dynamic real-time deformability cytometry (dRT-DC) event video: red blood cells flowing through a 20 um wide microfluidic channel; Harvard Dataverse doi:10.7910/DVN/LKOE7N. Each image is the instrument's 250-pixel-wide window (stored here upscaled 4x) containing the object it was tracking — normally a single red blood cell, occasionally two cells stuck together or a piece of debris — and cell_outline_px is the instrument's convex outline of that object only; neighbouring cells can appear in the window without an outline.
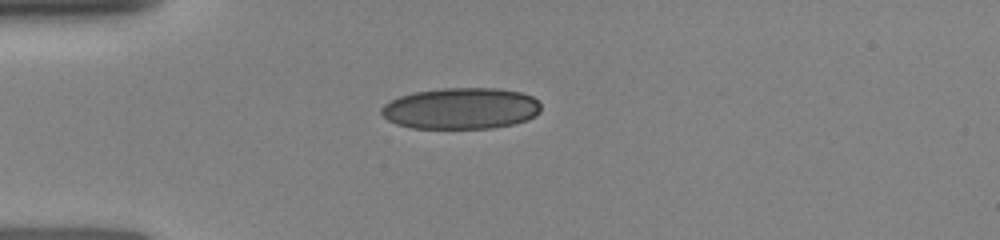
{"species": "human", "species_latin": "Homo sapiens", "temperature_condition": "room temperature", "stored_images_in_passage": 21, "camera_frame_rate_fps": 3000, "um_per_image_px": 0.085, "donor": {"sex": "female"}, "frame": {"image": 1, "passage_image": 1, "time_ms": 0.0, "image_size_px": [1000, 240], "cell_outline_px": [[540, 112], [536, 116], [528, 120], [512, 124], [492, 128], [412, 128], [396, 124], [388, 120], [380, 112], [380, 108], [384, 104], [400, 96], [416, 92], [444, 88], [496, 88], [520, 92], [532, 96], [540, 104]], "centroid_in_image_um": [39.19, 9.22], "position_along_channel_um": 45.8, "area_um2": 38.44}}
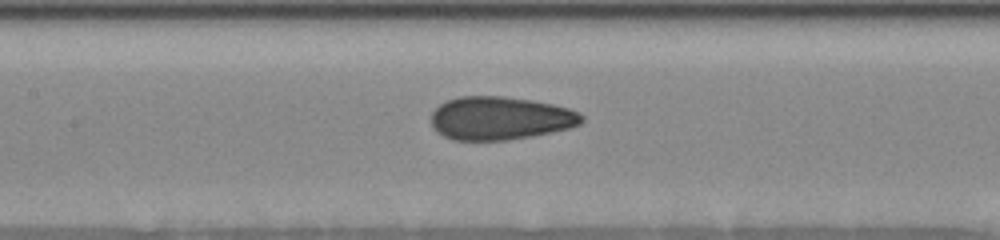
{"frame": {"image": 2, "passage_image": 6, "time_ms": 3.333, "image_size_px": [1000, 240], "cell_outline_px": [[584, 120], [580, 124], [568, 128], [552, 132], [532, 136], [508, 140], [452, 140], [436, 132], [432, 128], [432, 112], [440, 104], [448, 100], [460, 96], [504, 96], [532, 100], [552, 104], [568, 108], [580, 112], [584, 116]], "centroid_in_image_um": [42.52, 10.05], "position_along_channel_um": 164.9, "area_um2": 38.09}}
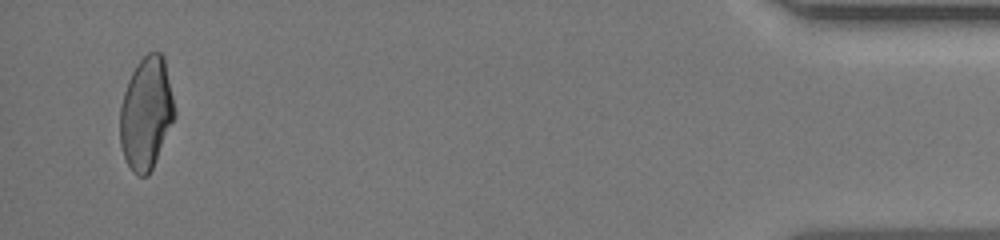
{"frame": {"image": 3, "passage_image": 20, "time_ms": 11.333, "image_size_px": [1000, 240], "cell_outline_px": [[176, 116], [152, 168], [148, 176], [140, 176], [132, 172], [124, 156], [120, 144], [120, 108], [124, 92], [128, 80], [132, 72], [140, 60], [148, 52], [160, 52], [164, 56], [176, 112]], "centroid_in_image_um": [12.43, 9.63], "position_along_channel_um": 422.8, "area_um2": 35.66}}